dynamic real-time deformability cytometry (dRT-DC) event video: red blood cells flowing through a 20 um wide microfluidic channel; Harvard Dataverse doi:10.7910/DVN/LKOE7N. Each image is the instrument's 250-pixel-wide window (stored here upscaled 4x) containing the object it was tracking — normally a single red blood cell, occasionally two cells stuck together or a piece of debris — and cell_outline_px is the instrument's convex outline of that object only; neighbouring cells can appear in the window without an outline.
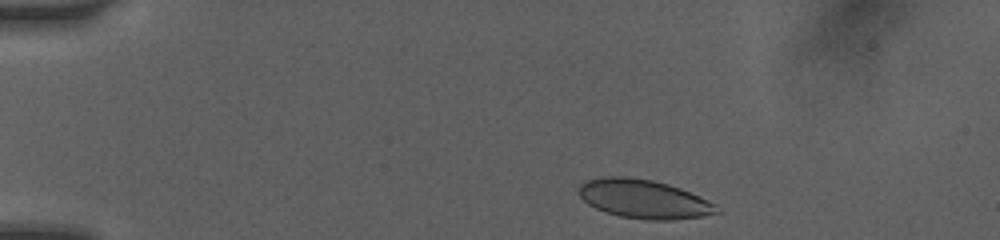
{"species": "human", "species_latin": "Homo sapiens", "temperature_condition": "room temperature", "stored_images_in_passage": 28, "camera_frame_rate_fps": 3000, "um_per_image_px": 0.085, "donor": {"sex": "female"}, "frame": {"image": 1, "passage_image": 3, "time_ms": 0.333, "image_size_px": [1000, 240], "cell_outline_px": [[720, 212], [704, 216], [672, 220], [644, 220], [620, 216], [596, 208], [588, 204], [580, 196], [576, 188], [580, 184], [588, 180], [604, 176], [628, 176], [652, 180], [668, 184], [680, 188], [708, 200], [716, 204]], "centroid_in_image_um": [54.72, 16.91], "position_along_channel_um": 30.3, "area_um2": 31.27}}
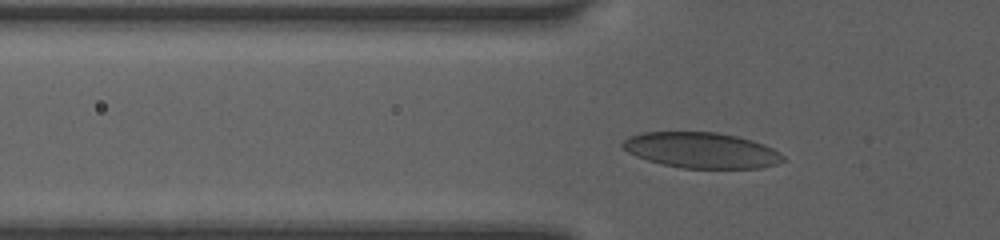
{"frame": {"image": 2, "passage_image": 21, "time_ms": 3.0, "image_size_px": [1000, 240], "cell_outline_px": [[784, 160], [776, 164], [760, 168], [680, 168], [660, 164], [636, 156], [628, 152], [620, 144], [628, 136], [640, 132], [716, 132], [736, 136], [752, 140], [764, 144], [780, 152], [784, 156]], "centroid_in_image_um": [59.6, 12.77], "position_along_channel_um": 66.2, "area_um2": 33.47}}
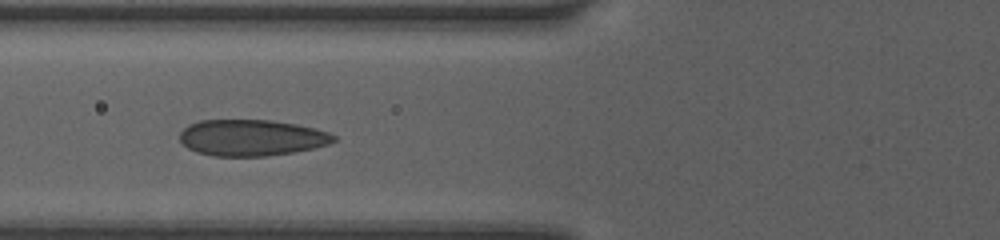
{"frame": {"image": 3, "passage_image": 27, "time_ms": 4.0, "image_size_px": [1000, 240], "cell_outline_px": [[336, 140], [328, 144], [316, 148], [292, 152], [264, 156], [212, 156], [196, 152], [188, 148], [180, 140], [180, 132], [188, 124], [200, 120], [272, 120], [296, 124], [316, 128], [328, 132], [336, 136]], "centroid_in_image_um": [21.38, 11.7], "position_along_channel_um": 104.4, "area_um2": 32.66}}